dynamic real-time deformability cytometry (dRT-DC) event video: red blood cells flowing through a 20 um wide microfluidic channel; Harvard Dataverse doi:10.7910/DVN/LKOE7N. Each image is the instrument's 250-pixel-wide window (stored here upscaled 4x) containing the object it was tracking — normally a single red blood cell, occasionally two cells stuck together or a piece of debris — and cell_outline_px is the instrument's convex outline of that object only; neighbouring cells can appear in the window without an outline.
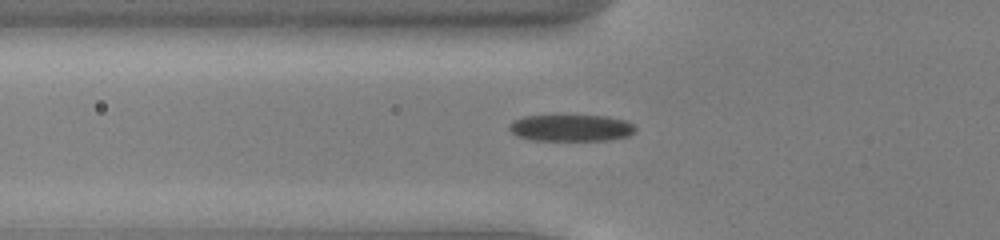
{"species": "common noctule bat (a hibernating species)", "species_latin": "Nyctalus noctula", "temperature_condition": "cold", "stored_images_in_passage": 54, "camera_frame_rate_fps": 3000, "um_per_image_px": 0.085, "animal": {"sex": "male", "body_mass_g": 13.0, "forearm_length_mm": 53.1}, "frame": {"image": 1, "passage_image": 20, "time_ms": 6.333, "image_size_px": [1000, 240], "cell_outline_px": [[636, 132], [628, 136], [608, 140], [532, 140], [516, 136], [508, 128], [508, 124], [512, 120], [524, 116], [608, 116], [624, 120], [632, 124], [636, 128]], "centroid_in_image_um": [48.52, 10.87], "position_along_channel_um": 77.3, "area_um2": 19.65}}
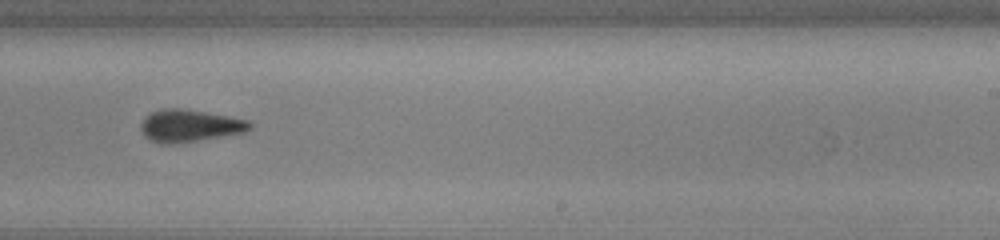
{"frame": {"image": 2, "passage_image": 35, "time_ms": 11.333, "image_size_px": [1000, 240], "cell_outline_px": [[252, 128], [248, 132], [172, 144], [160, 144], [148, 140], [144, 136], [140, 128], [140, 124], [144, 116], [160, 108], [180, 108], [252, 120]], "centroid_in_image_um": [16.11, 10.69], "position_along_channel_um": 272.9, "area_um2": 20.81}}
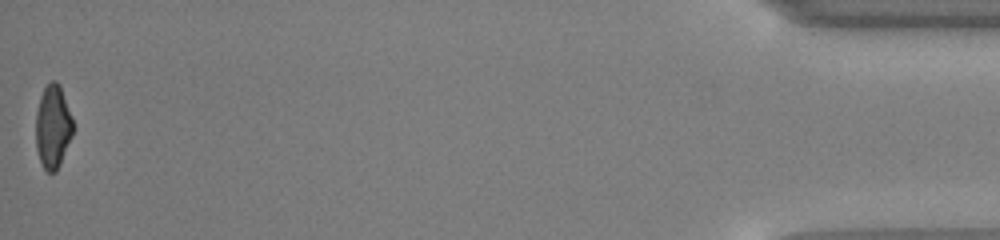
{"frame": {"image": 3, "passage_image": 54, "time_ms": 17.667, "image_size_px": [1000, 240], "cell_outline_px": [[72, 136], [60, 164], [56, 172], [48, 172], [44, 168], [40, 160], [36, 148], [36, 112], [40, 96], [44, 88], [52, 80], [56, 80], [60, 84], [72, 116]], "centroid_in_image_um": [4.49, 10.75], "position_along_channel_um": 430.7, "area_um2": 18.03}, "authors_computed_cell_mechanics": {"area_um2": 20.1144, "velocity_mm_per_s": 3.913, "shape_relaxation_time_tau1_ms": 5.4227, "shape_relaxation_time_tau2_ms": 2.4087, "deformation_change_tau1": 0.1243, "deformation_change_tau2": 0.0719}}